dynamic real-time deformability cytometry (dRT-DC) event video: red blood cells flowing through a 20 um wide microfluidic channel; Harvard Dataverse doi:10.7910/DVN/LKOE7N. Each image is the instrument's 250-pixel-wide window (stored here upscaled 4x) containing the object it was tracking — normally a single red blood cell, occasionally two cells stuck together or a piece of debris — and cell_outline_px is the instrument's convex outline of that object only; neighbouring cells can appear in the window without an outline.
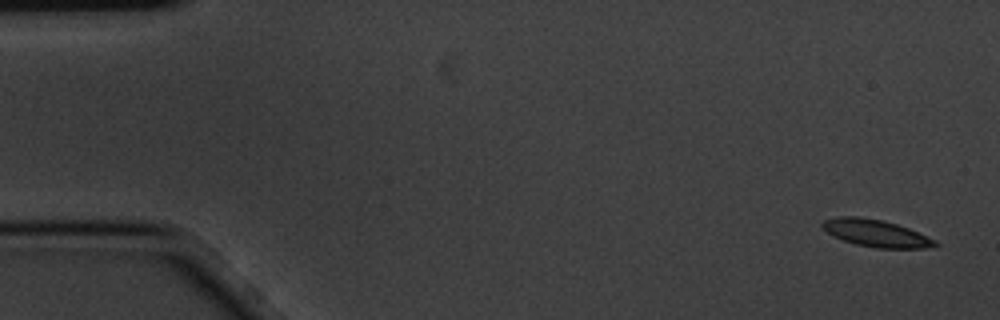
{"species": "common noctule bat (a hibernating species)", "species_latin": "Nyctalus noctula", "temperature_condition": "cold", "stored_images_in_passage": 5, "camera_frame_rate_fps": 3000, "um_per_image_px": 0.085, "animal": {"sex": "male", "body_mass_g": 20.1, "forearm_length_mm": 53.5}, "frame": {"image": 1, "passage_image": 1, "time_ms": 0.0, "image_size_px": [1000, 320], "cell_outline_px": [[940, 244], [924, 248], [876, 248], [856, 244], [832, 236], [820, 224], [824, 220], [836, 216], [856, 216], [880, 220], [896, 224], [908, 228], [936, 240]], "centroid_in_image_um": [74.44, 19.82], "position_along_channel_um": 10.6, "area_um2": 17.63}}
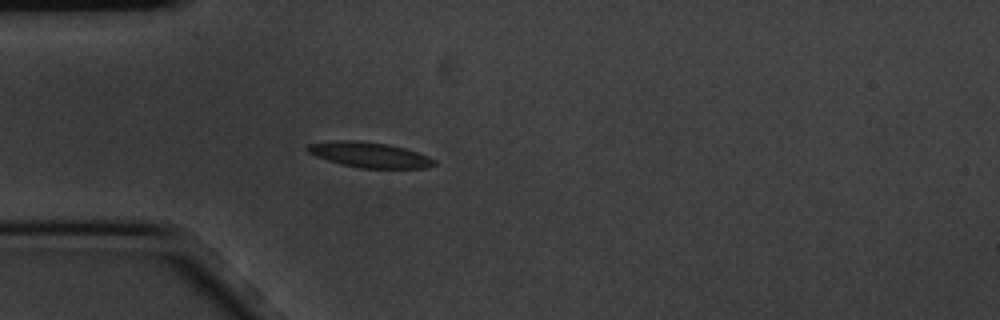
{"frame": {"image": 2, "passage_image": 5, "time_ms": 1.333, "image_size_px": [1000, 320], "cell_outline_px": [[436, 164], [428, 168], [360, 168], [340, 164], [316, 156], [308, 152], [304, 148], [308, 144], [336, 140], [352, 140], [388, 144], [404, 148], [416, 152], [436, 160]], "centroid_in_image_um": [31.38, 13.16], "position_along_channel_um": 53.6, "area_um2": 18.61}}